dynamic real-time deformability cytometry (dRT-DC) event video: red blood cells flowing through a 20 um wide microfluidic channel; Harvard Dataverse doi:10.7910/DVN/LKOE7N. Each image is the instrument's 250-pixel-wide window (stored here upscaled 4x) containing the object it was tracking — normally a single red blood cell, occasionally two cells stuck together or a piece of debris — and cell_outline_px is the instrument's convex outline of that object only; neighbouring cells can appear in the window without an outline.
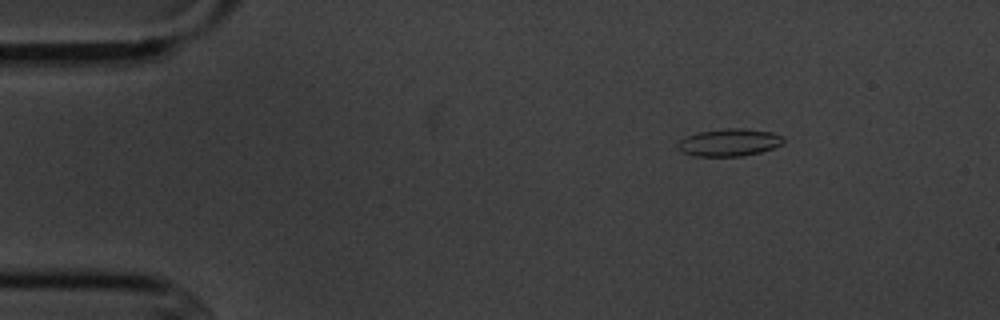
{"species": "common noctule bat (a hibernating species)", "species_latin": "Nyctalus noctula", "temperature_condition": "cold", "stored_images_in_passage": 6, "camera_frame_rate_fps": 3000, "um_per_image_px": 0.085, "animal": {"sex": "male", "body_mass_g": 20.1, "forearm_length_mm": 53.5}, "frame": {"image": 1, "passage_image": 3, "time_ms": 2.333, "image_size_px": [1000, 320], "cell_outline_px": [[784, 144], [760, 152], [744, 156], [696, 156], [684, 152], [676, 148], [676, 144], [680, 140], [688, 136], [700, 132], [728, 128], [744, 128], [772, 132], [784, 136]], "centroid_in_image_um": [62.02, 12.11], "position_along_channel_um": 23.0, "area_um2": 16.88}}
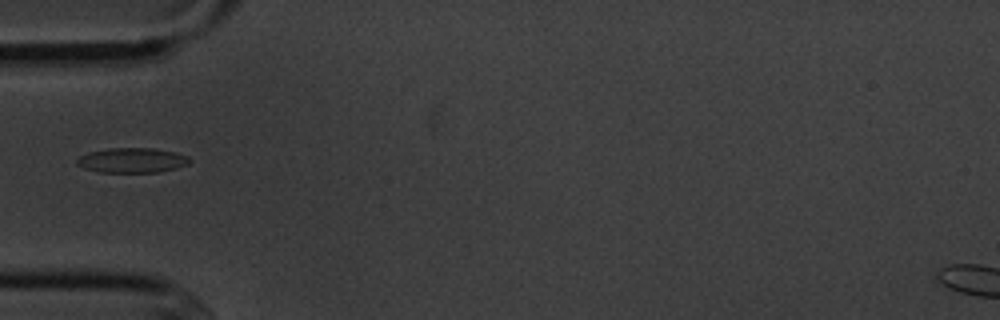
{"frame": {"image": 2, "passage_image": 6, "time_ms": 5.667, "image_size_px": [1000, 320], "cell_outline_px": [[192, 160], [188, 164], [176, 168], [160, 172], [96, 172], [84, 168], [76, 164], [76, 160], [80, 156], [88, 152], [108, 148], [152, 148], [176, 152], [188, 156]], "centroid_in_image_um": [11.23, 13.62], "position_along_channel_um": 73.8, "area_um2": 16.47}}